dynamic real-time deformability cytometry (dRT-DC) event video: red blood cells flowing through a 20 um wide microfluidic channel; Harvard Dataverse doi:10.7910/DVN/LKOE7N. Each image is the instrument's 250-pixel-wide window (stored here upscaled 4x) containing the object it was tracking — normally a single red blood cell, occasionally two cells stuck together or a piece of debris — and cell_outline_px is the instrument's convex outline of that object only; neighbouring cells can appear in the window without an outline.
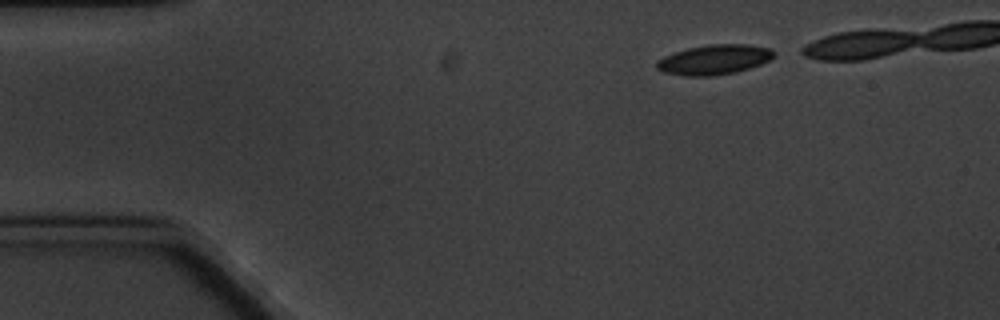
{"species": "common noctule bat (a hibernating species)", "species_latin": "Nyctalus noctula", "temperature_condition": "cold", "stored_images_in_passage": 7, "camera_frame_rate_fps": 3000, "um_per_image_px": 0.085, "animal": {"sex": "male", "body_mass_g": 20.1, "forearm_length_mm": 53.5}, "frame": {"image": 1, "passage_image": 1, "time_ms": 0.0, "image_size_px": [1000, 320], "cell_outline_px": [[776, 52], [768, 60], [760, 64], [736, 72], [712, 76], [684, 76], [664, 72], [656, 68], [656, 60], [664, 56], [688, 48], [708, 44], [748, 44], [772, 48]], "centroid_in_image_um": [60.7, 5.06], "position_along_channel_um": 24.3, "area_um2": 20.4}}